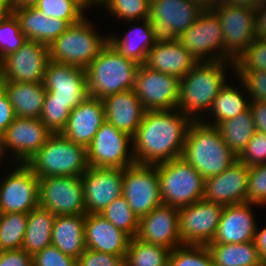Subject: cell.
I'll return each instance as SVG.
<instances>
[{
	"mask_svg": "<svg viewBox=\"0 0 266 266\" xmlns=\"http://www.w3.org/2000/svg\"><path fill=\"white\" fill-rule=\"evenodd\" d=\"M171 249L144 242L136 237L129 241L125 266H169Z\"/></svg>",
	"mask_w": 266,
	"mask_h": 266,
	"instance_id": "d590c367",
	"label": "cell"
},
{
	"mask_svg": "<svg viewBox=\"0 0 266 266\" xmlns=\"http://www.w3.org/2000/svg\"><path fill=\"white\" fill-rule=\"evenodd\" d=\"M55 216L48 209L39 205L33 208L28 213L26 232L21 249L33 256L51 245Z\"/></svg>",
	"mask_w": 266,
	"mask_h": 266,
	"instance_id": "1f68e13d",
	"label": "cell"
},
{
	"mask_svg": "<svg viewBox=\"0 0 266 266\" xmlns=\"http://www.w3.org/2000/svg\"><path fill=\"white\" fill-rule=\"evenodd\" d=\"M192 122L178 109L146 111L132 137L135 163L156 165L181 157Z\"/></svg>",
	"mask_w": 266,
	"mask_h": 266,
	"instance_id": "6da1fadb",
	"label": "cell"
},
{
	"mask_svg": "<svg viewBox=\"0 0 266 266\" xmlns=\"http://www.w3.org/2000/svg\"><path fill=\"white\" fill-rule=\"evenodd\" d=\"M71 110L65 102L44 101L40 120L52 133H61L67 124Z\"/></svg>",
	"mask_w": 266,
	"mask_h": 266,
	"instance_id": "ee69618b",
	"label": "cell"
},
{
	"mask_svg": "<svg viewBox=\"0 0 266 266\" xmlns=\"http://www.w3.org/2000/svg\"><path fill=\"white\" fill-rule=\"evenodd\" d=\"M122 195L138 219L162 204L156 166L135 163L125 167Z\"/></svg>",
	"mask_w": 266,
	"mask_h": 266,
	"instance_id": "7c38bea8",
	"label": "cell"
},
{
	"mask_svg": "<svg viewBox=\"0 0 266 266\" xmlns=\"http://www.w3.org/2000/svg\"><path fill=\"white\" fill-rule=\"evenodd\" d=\"M249 108L252 112L255 130L266 133V102L253 100Z\"/></svg>",
	"mask_w": 266,
	"mask_h": 266,
	"instance_id": "f5cc1de1",
	"label": "cell"
},
{
	"mask_svg": "<svg viewBox=\"0 0 266 266\" xmlns=\"http://www.w3.org/2000/svg\"><path fill=\"white\" fill-rule=\"evenodd\" d=\"M16 117L40 119L46 89L43 83L1 81Z\"/></svg>",
	"mask_w": 266,
	"mask_h": 266,
	"instance_id": "f1b7e54d",
	"label": "cell"
},
{
	"mask_svg": "<svg viewBox=\"0 0 266 266\" xmlns=\"http://www.w3.org/2000/svg\"><path fill=\"white\" fill-rule=\"evenodd\" d=\"M213 266H263L258 248L253 241L245 243H209Z\"/></svg>",
	"mask_w": 266,
	"mask_h": 266,
	"instance_id": "d6a6232c",
	"label": "cell"
},
{
	"mask_svg": "<svg viewBox=\"0 0 266 266\" xmlns=\"http://www.w3.org/2000/svg\"><path fill=\"white\" fill-rule=\"evenodd\" d=\"M249 202L225 206L211 243H245L253 241L257 225Z\"/></svg>",
	"mask_w": 266,
	"mask_h": 266,
	"instance_id": "cb8c5ba5",
	"label": "cell"
},
{
	"mask_svg": "<svg viewBox=\"0 0 266 266\" xmlns=\"http://www.w3.org/2000/svg\"><path fill=\"white\" fill-rule=\"evenodd\" d=\"M87 11V0H76Z\"/></svg>",
	"mask_w": 266,
	"mask_h": 266,
	"instance_id": "94428289",
	"label": "cell"
},
{
	"mask_svg": "<svg viewBox=\"0 0 266 266\" xmlns=\"http://www.w3.org/2000/svg\"><path fill=\"white\" fill-rule=\"evenodd\" d=\"M26 41L27 38L21 32L18 19L13 13L0 22V60L17 51Z\"/></svg>",
	"mask_w": 266,
	"mask_h": 266,
	"instance_id": "60d3db41",
	"label": "cell"
},
{
	"mask_svg": "<svg viewBox=\"0 0 266 266\" xmlns=\"http://www.w3.org/2000/svg\"><path fill=\"white\" fill-rule=\"evenodd\" d=\"M16 118L9 97L0 85V137Z\"/></svg>",
	"mask_w": 266,
	"mask_h": 266,
	"instance_id": "816d5d0a",
	"label": "cell"
},
{
	"mask_svg": "<svg viewBox=\"0 0 266 266\" xmlns=\"http://www.w3.org/2000/svg\"><path fill=\"white\" fill-rule=\"evenodd\" d=\"M93 29L85 16L70 25L48 46L49 60L86 69L109 43L108 37L99 36Z\"/></svg>",
	"mask_w": 266,
	"mask_h": 266,
	"instance_id": "8992f818",
	"label": "cell"
},
{
	"mask_svg": "<svg viewBox=\"0 0 266 266\" xmlns=\"http://www.w3.org/2000/svg\"><path fill=\"white\" fill-rule=\"evenodd\" d=\"M77 259L49 245L32 256L33 266H76Z\"/></svg>",
	"mask_w": 266,
	"mask_h": 266,
	"instance_id": "c3c4849f",
	"label": "cell"
},
{
	"mask_svg": "<svg viewBox=\"0 0 266 266\" xmlns=\"http://www.w3.org/2000/svg\"><path fill=\"white\" fill-rule=\"evenodd\" d=\"M130 141L131 136L105 121L87 147L89 167L124 169L135 164Z\"/></svg>",
	"mask_w": 266,
	"mask_h": 266,
	"instance_id": "4fadbf2b",
	"label": "cell"
},
{
	"mask_svg": "<svg viewBox=\"0 0 266 266\" xmlns=\"http://www.w3.org/2000/svg\"><path fill=\"white\" fill-rule=\"evenodd\" d=\"M178 40L198 63L223 61V30L218 17L208 6L198 19L178 36Z\"/></svg>",
	"mask_w": 266,
	"mask_h": 266,
	"instance_id": "8fae6325",
	"label": "cell"
},
{
	"mask_svg": "<svg viewBox=\"0 0 266 266\" xmlns=\"http://www.w3.org/2000/svg\"><path fill=\"white\" fill-rule=\"evenodd\" d=\"M235 71H266V39L255 38L245 52L234 62Z\"/></svg>",
	"mask_w": 266,
	"mask_h": 266,
	"instance_id": "7bdbcfd3",
	"label": "cell"
},
{
	"mask_svg": "<svg viewBox=\"0 0 266 266\" xmlns=\"http://www.w3.org/2000/svg\"><path fill=\"white\" fill-rule=\"evenodd\" d=\"M237 159L248 167L266 164V133L256 131Z\"/></svg>",
	"mask_w": 266,
	"mask_h": 266,
	"instance_id": "7dc6e473",
	"label": "cell"
},
{
	"mask_svg": "<svg viewBox=\"0 0 266 266\" xmlns=\"http://www.w3.org/2000/svg\"><path fill=\"white\" fill-rule=\"evenodd\" d=\"M224 205L199 200L179 208V233L183 244L207 245L215 236Z\"/></svg>",
	"mask_w": 266,
	"mask_h": 266,
	"instance_id": "ac0fdd59",
	"label": "cell"
},
{
	"mask_svg": "<svg viewBox=\"0 0 266 266\" xmlns=\"http://www.w3.org/2000/svg\"><path fill=\"white\" fill-rule=\"evenodd\" d=\"M51 244L77 259L86 249L85 215L55 216Z\"/></svg>",
	"mask_w": 266,
	"mask_h": 266,
	"instance_id": "f546056e",
	"label": "cell"
},
{
	"mask_svg": "<svg viewBox=\"0 0 266 266\" xmlns=\"http://www.w3.org/2000/svg\"><path fill=\"white\" fill-rule=\"evenodd\" d=\"M46 95L44 101H60L74 109L88 95L86 69L74 65L49 61L44 80Z\"/></svg>",
	"mask_w": 266,
	"mask_h": 266,
	"instance_id": "5bb4252c",
	"label": "cell"
},
{
	"mask_svg": "<svg viewBox=\"0 0 266 266\" xmlns=\"http://www.w3.org/2000/svg\"><path fill=\"white\" fill-rule=\"evenodd\" d=\"M216 127L224 143L237 157L256 132L250 108L234 118L220 122Z\"/></svg>",
	"mask_w": 266,
	"mask_h": 266,
	"instance_id": "836d02e7",
	"label": "cell"
},
{
	"mask_svg": "<svg viewBox=\"0 0 266 266\" xmlns=\"http://www.w3.org/2000/svg\"><path fill=\"white\" fill-rule=\"evenodd\" d=\"M85 214H100L122 195L123 169L89 167L82 175Z\"/></svg>",
	"mask_w": 266,
	"mask_h": 266,
	"instance_id": "ffe728a7",
	"label": "cell"
},
{
	"mask_svg": "<svg viewBox=\"0 0 266 266\" xmlns=\"http://www.w3.org/2000/svg\"><path fill=\"white\" fill-rule=\"evenodd\" d=\"M169 266H213L206 245L182 244L170 252Z\"/></svg>",
	"mask_w": 266,
	"mask_h": 266,
	"instance_id": "ab89813d",
	"label": "cell"
},
{
	"mask_svg": "<svg viewBox=\"0 0 266 266\" xmlns=\"http://www.w3.org/2000/svg\"><path fill=\"white\" fill-rule=\"evenodd\" d=\"M247 202L255 206L266 204V164L249 167Z\"/></svg>",
	"mask_w": 266,
	"mask_h": 266,
	"instance_id": "f6af8a7d",
	"label": "cell"
},
{
	"mask_svg": "<svg viewBox=\"0 0 266 266\" xmlns=\"http://www.w3.org/2000/svg\"><path fill=\"white\" fill-rule=\"evenodd\" d=\"M106 121L102 99L88 96L71 110L61 134L70 141L87 148L100 126Z\"/></svg>",
	"mask_w": 266,
	"mask_h": 266,
	"instance_id": "603a6c76",
	"label": "cell"
},
{
	"mask_svg": "<svg viewBox=\"0 0 266 266\" xmlns=\"http://www.w3.org/2000/svg\"><path fill=\"white\" fill-rule=\"evenodd\" d=\"M133 90L146 111L173 110L179 102L180 79L142 64Z\"/></svg>",
	"mask_w": 266,
	"mask_h": 266,
	"instance_id": "2e32d148",
	"label": "cell"
},
{
	"mask_svg": "<svg viewBox=\"0 0 266 266\" xmlns=\"http://www.w3.org/2000/svg\"><path fill=\"white\" fill-rule=\"evenodd\" d=\"M239 75V82L242 83L246 94H249L253 100L266 102V71H234ZM249 92V93H248Z\"/></svg>",
	"mask_w": 266,
	"mask_h": 266,
	"instance_id": "bcb514c9",
	"label": "cell"
},
{
	"mask_svg": "<svg viewBox=\"0 0 266 266\" xmlns=\"http://www.w3.org/2000/svg\"><path fill=\"white\" fill-rule=\"evenodd\" d=\"M131 237L100 214H85V247L125 257Z\"/></svg>",
	"mask_w": 266,
	"mask_h": 266,
	"instance_id": "d4e9b609",
	"label": "cell"
},
{
	"mask_svg": "<svg viewBox=\"0 0 266 266\" xmlns=\"http://www.w3.org/2000/svg\"><path fill=\"white\" fill-rule=\"evenodd\" d=\"M39 206L54 215H85L81 176H51L39 179Z\"/></svg>",
	"mask_w": 266,
	"mask_h": 266,
	"instance_id": "30bf717a",
	"label": "cell"
},
{
	"mask_svg": "<svg viewBox=\"0 0 266 266\" xmlns=\"http://www.w3.org/2000/svg\"><path fill=\"white\" fill-rule=\"evenodd\" d=\"M226 64L234 67L232 61L197 63L180 79L177 109L193 121L204 119L202 112L210 111L215 97L226 84V72H224L225 66L228 67ZM197 113L202 114L198 117Z\"/></svg>",
	"mask_w": 266,
	"mask_h": 266,
	"instance_id": "3957f363",
	"label": "cell"
},
{
	"mask_svg": "<svg viewBox=\"0 0 266 266\" xmlns=\"http://www.w3.org/2000/svg\"><path fill=\"white\" fill-rule=\"evenodd\" d=\"M18 165L0 183L2 213H29L39 205V179L26 164Z\"/></svg>",
	"mask_w": 266,
	"mask_h": 266,
	"instance_id": "d6986e66",
	"label": "cell"
},
{
	"mask_svg": "<svg viewBox=\"0 0 266 266\" xmlns=\"http://www.w3.org/2000/svg\"><path fill=\"white\" fill-rule=\"evenodd\" d=\"M155 166L162 204L180 208L203 199L205 179L183 157Z\"/></svg>",
	"mask_w": 266,
	"mask_h": 266,
	"instance_id": "52a82bcc",
	"label": "cell"
},
{
	"mask_svg": "<svg viewBox=\"0 0 266 266\" xmlns=\"http://www.w3.org/2000/svg\"><path fill=\"white\" fill-rule=\"evenodd\" d=\"M38 0H12V7L34 6Z\"/></svg>",
	"mask_w": 266,
	"mask_h": 266,
	"instance_id": "680465c9",
	"label": "cell"
},
{
	"mask_svg": "<svg viewBox=\"0 0 266 266\" xmlns=\"http://www.w3.org/2000/svg\"><path fill=\"white\" fill-rule=\"evenodd\" d=\"M1 60H0V83H1Z\"/></svg>",
	"mask_w": 266,
	"mask_h": 266,
	"instance_id": "6125c7cd",
	"label": "cell"
},
{
	"mask_svg": "<svg viewBox=\"0 0 266 266\" xmlns=\"http://www.w3.org/2000/svg\"><path fill=\"white\" fill-rule=\"evenodd\" d=\"M249 106L250 100L242 95V91L226 83L215 97L209 111L212 118H215L212 119L214 122L201 121L208 125L217 126L220 122L234 118L238 114L245 112L249 109Z\"/></svg>",
	"mask_w": 266,
	"mask_h": 266,
	"instance_id": "e575fe53",
	"label": "cell"
},
{
	"mask_svg": "<svg viewBox=\"0 0 266 266\" xmlns=\"http://www.w3.org/2000/svg\"><path fill=\"white\" fill-rule=\"evenodd\" d=\"M254 242L259 251V256L263 264L266 262V227L261 230L256 229Z\"/></svg>",
	"mask_w": 266,
	"mask_h": 266,
	"instance_id": "11a10c76",
	"label": "cell"
},
{
	"mask_svg": "<svg viewBox=\"0 0 266 266\" xmlns=\"http://www.w3.org/2000/svg\"><path fill=\"white\" fill-rule=\"evenodd\" d=\"M249 167L238 159L222 173L204 181L203 200L230 206L247 202Z\"/></svg>",
	"mask_w": 266,
	"mask_h": 266,
	"instance_id": "7402d4cb",
	"label": "cell"
},
{
	"mask_svg": "<svg viewBox=\"0 0 266 266\" xmlns=\"http://www.w3.org/2000/svg\"><path fill=\"white\" fill-rule=\"evenodd\" d=\"M35 176H81L88 168L87 148L61 133H52L45 144L26 163Z\"/></svg>",
	"mask_w": 266,
	"mask_h": 266,
	"instance_id": "5b68a950",
	"label": "cell"
},
{
	"mask_svg": "<svg viewBox=\"0 0 266 266\" xmlns=\"http://www.w3.org/2000/svg\"><path fill=\"white\" fill-rule=\"evenodd\" d=\"M223 30V61L235 62L256 38V10L231 4H208Z\"/></svg>",
	"mask_w": 266,
	"mask_h": 266,
	"instance_id": "9c48e42d",
	"label": "cell"
},
{
	"mask_svg": "<svg viewBox=\"0 0 266 266\" xmlns=\"http://www.w3.org/2000/svg\"><path fill=\"white\" fill-rule=\"evenodd\" d=\"M18 19L21 32L27 40L37 41L49 46L70 24L58 18L46 17L34 6L12 8Z\"/></svg>",
	"mask_w": 266,
	"mask_h": 266,
	"instance_id": "83f0119b",
	"label": "cell"
},
{
	"mask_svg": "<svg viewBox=\"0 0 266 266\" xmlns=\"http://www.w3.org/2000/svg\"><path fill=\"white\" fill-rule=\"evenodd\" d=\"M12 0H0V22L12 13Z\"/></svg>",
	"mask_w": 266,
	"mask_h": 266,
	"instance_id": "6f0895ef",
	"label": "cell"
},
{
	"mask_svg": "<svg viewBox=\"0 0 266 266\" xmlns=\"http://www.w3.org/2000/svg\"><path fill=\"white\" fill-rule=\"evenodd\" d=\"M106 121L133 137L146 112L134 90H127L102 99Z\"/></svg>",
	"mask_w": 266,
	"mask_h": 266,
	"instance_id": "484cf974",
	"label": "cell"
},
{
	"mask_svg": "<svg viewBox=\"0 0 266 266\" xmlns=\"http://www.w3.org/2000/svg\"><path fill=\"white\" fill-rule=\"evenodd\" d=\"M109 13L130 23L148 18L150 0H111L106 8Z\"/></svg>",
	"mask_w": 266,
	"mask_h": 266,
	"instance_id": "b9f144b4",
	"label": "cell"
},
{
	"mask_svg": "<svg viewBox=\"0 0 266 266\" xmlns=\"http://www.w3.org/2000/svg\"><path fill=\"white\" fill-rule=\"evenodd\" d=\"M111 0H87V10H89L88 8L91 6H94L95 4L97 5H105L104 7L107 6V4L110 2Z\"/></svg>",
	"mask_w": 266,
	"mask_h": 266,
	"instance_id": "91938a15",
	"label": "cell"
},
{
	"mask_svg": "<svg viewBox=\"0 0 266 266\" xmlns=\"http://www.w3.org/2000/svg\"><path fill=\"white\" fill-rule=\"evenodd\" d=\"M256 10V37L266 39V2H263Z\"/></svg>",
	"mask_w": 266,
	"mask_h": 266,
	"instance_id": "db71d44e",
	"label": "cell"
},
{
	"mask_svg": "<svg viewBox=\"0 0 266 266\" xmlns=\"http://www.w3.org/2000/svg\"><path fill=\"white\" fill-rule=\"evenodd\" d=\"M136 238L168 249L182 245L179 233V208L167 204L156 206L139 218Z\"/></svg>",
	"mask_w": 266,
	"mask_h": 266,
	"instance_id": "44dd1931",
	"label": "cell"
},
{
	"mask_svg": "<svg viewBox=\"0 0 266 266\" xmlns=\"http://www.w3.org/2000/svg\"><path fill=\"white\" fill-rule=\"evenodd\" d=\"M140 64L125 58L110 43L86 68L88 95L97 99L133 90Z\"/></svg>",
	"mask_w": 266,
	"mask_h": 266,
	"instance_id": "277c9868",
	"label": "cell"
},
{
	"mask_svg": "<svg viewBox=\"0 0 266 266\" xmlns=\"http://www.w3.org/2000/svg\"><path fill=\"white\" fill-rule=\"evenodd\" d=\"M116 228L127 233L131 238L136 237L139 219L133 213L123 195L116 198L101 213Z\"/></svg>",
	"mask_w": 266,
	"mask_h": 266,
	"instance_id": "74e56055",
	"label": "cell"
},
{
	"mask_svg": "<svg viewBox=\"0 0 266 266\" xmlns=\"http://www.w3.org/2000/svg\"><path fill=\"white\" fill-rule=\"evenodd\" d=\"M197 63V60L177 39L173 42H155L148 51L144 65L153 71L182 79Z\"/></svg>",
	"mask_w": 266,
	"mask_h": 266,
	"instance_id": "4316f807",
	"label": "cell"
},
{
	"mask_svg": "<svg viewBox=\"0 0 266 266\" xmlns=\"http://www.w3.org/2000/svg\"><path fill=\"white\" fill-rule=\"evenodd\" d=\"M181 157L204 179L222 173L237 160L224 143L218 128L201 120L190 124Z\"/></svg>",
	"mask_w": 266,
	"mask_h": 266,
	"instance_id": "7a4b0ae2",
	"label": "cell"
},
{
	"mask_svg": "<svg viewBox=\"0 0 266 266\" xmlns=\"http://www.w3.org/2000/svg\"><path fill=\"white\" fill-rule=\"evenodd\" d=\"M46 17L67 21L70 25L79 22L85 9L76 0H38L34 5Z\"/></svg>",
	"mask_w": 266,
	"mask_h": 266,
	"instance_id": "f35d334b",
	"label": "cell"
},
{
	"mask_svg": "<svg viewBox=\"0 0 266 266\" xmlns=\"http://www.w3.org/2000/svg\"><path fill=\"white\" fill-rule=\"evenodd\" d=\"M51 134L40 119L16 117L0 137V159L10 148L14 163L26 164Z\"/></svg>",
	"mask_w": 266,
	"mask_h": 266,
	"instance_id": "e0dca14e",
	"label": "cell"
},
{
	"mask_svg": "<svg viewBox=\"0 0 266 266\" xmlns=\"http://www.w3.org/2000/svg\"><path fill=\"white\" fill-rule=\"evenodd\" d=\"M76 266H125L124 257L86 248L77 258Z\"/></svg>",
	"mask_w": 266,
	"mask_h": 266,
	"instance_id": "681fc988",
	"label": "cell"
},
{
	"mask_svg": "<svg viewBox=\"0 0 266 266\" xmlns=\"http://www.w3.org/2000/svg\"><path fill=\"white\" fill-rule=\"evenodd\" d=\"M205 0H150L148 20L155 42H173L205 10Z\"/></svg>",
	"mask_w": 266,
	"mask_h": 266,
	"instance_id": "ba28073f",
	"label": "cell"
},
{
	"mask_svg": "<svg viewBox=\"0 0 266 266\" xmlns=\"http://www.w3.org/2000/svg\"><path fill=\"white\" fill-rule=\"evenodd\" d=\"M0 266H33L32 256L22 249L0 251Z\"/></svg>",
	"mask_w": 266,
	"mask_h": 266,
	"instance_id": "f907efd6",
	"label": "cell"
},
{
	"mask_svg": "<svg viewBox=\"0 0 266 266\" xmlns=\"http://www.w3.org/2000/svg\"><path fill=\"white\" fill-rule=\"evenodd\" d=\"M28 213H2L0 217V251L21 249Z\"/></svg>",
	"mask_w": 266,
	"mask_h": 266,
	"instance_id": "8d00e7d4",
	"label": "cell"
},
{
	"mask_svg": "<svg viewBox=\"0 0 266 266\" xmlns=\"http://www.w3.org/2000/svg\"><path fill=\"white\" fill-rule=\"evenodd\" d=\"M207 3H210V2H212L213 0H205Z\"/></svg>",
	"mask_w": 266,
	"mask_h": 266,
	"instance_id": "be15d7a7",
	"label": "cell"
},
{
	"mask_svg": "<svg viewBox=\"0 0 266 266\" xmlns=\"http://www.w3.org/2000/svg\"><path fill=\"white\" fill-rule=\"evenodd\" d=\"M265 2V0H213L212 2L208 4H231L235 6H246V7H252L256 8L260 4Z\"/></svg>",
	"mask_w": 266,
	"mask_h": 266,
	"instance_id": "9f6ffc18",
	"label": "cell"
},
{
	"mask_svg": "<svg viewBox=\"0 0 266 266\" xmlns=\"http://www.w3.org/2000/svg\"><path fill=\"white\" fill-rule=\"evenodd\" d=\"M49 61L46 44L27 40L1 60V81L43 83Z\"/></svg>",
	"mask_w": 266,
	"mask_h": 266,
	"instance_id": "9a60e30c",
	"label": "cell"
},
{
	"mask_svg": "<svg viewBox=\"0 0 266 266\" xmlns=\"http://www.w3.org/2000/svg\"><path fill=\"white\" fill-rule=\"evenodd\" d=\"M142 22V27L139 25L131 29L122 39L113 35L108 36V42L115 50L140 65L145 63L148 51L155 44L148 18L143 19Z\"/></svg>",
	"mask_w": 266,
	"mask_h": 266,
	"instance_id": "4dcf8cb0",
	"label": "cell"
}]
</instances>
